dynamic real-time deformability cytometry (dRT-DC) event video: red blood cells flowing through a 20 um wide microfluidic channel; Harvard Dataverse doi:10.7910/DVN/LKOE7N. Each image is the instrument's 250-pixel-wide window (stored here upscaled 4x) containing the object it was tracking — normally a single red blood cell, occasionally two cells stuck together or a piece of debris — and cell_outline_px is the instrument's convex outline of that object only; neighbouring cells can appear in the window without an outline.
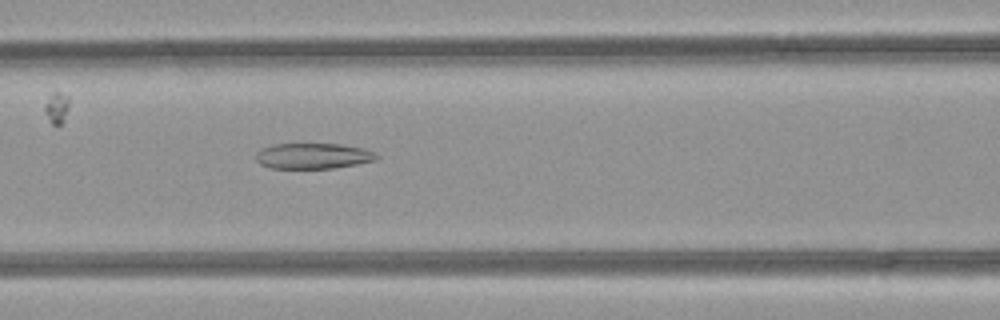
{"species": "common noctule bat (a hibernating species)", "species_latin": "Nyctalus noctula", "temperature_condition": "room temperature", "stored_images_in_passage": 44, "camera_frame_rate_fps": 3000, "um_per_image_px": 0.085, "animal": {"sex": "female", "body_mass_g": 21.9}, "frame": {"image": 1, "passage_image": 15, "time_ms": 4.667, "image_size_px": [1000, 320], "cell_outline_px": [[380, 156], [376, 160], [356, 164], [332, 168], [268, 168], [260, 164], [256, 160], [256, 152], [260, 148], [272, 144], [340, 144], [364, 148], [376, 152]], "centroid_in_image_um": [26.6, 13.25], "position_along_channel_um": 140.0, "area_um2": 18.21}}
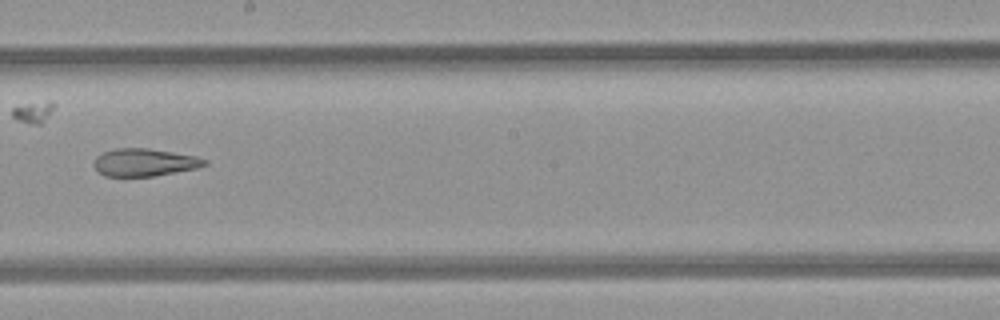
{"frame": {"image": 2, "passage_image": 22, "time_ms": 7.0, "image_size_px": [1000, 320], "cell_outline_px": [[208, 164], [196, 168], [156, 176], [104, 176], [92, 164], [96, 156], [104, 152], [116, 148], [148, 148], [196, 156], [208, 160]], "centroid_in_image_um": [12.28, 13.8], "position_along_channel_um": 235.9, "area_um2": 17.8}}
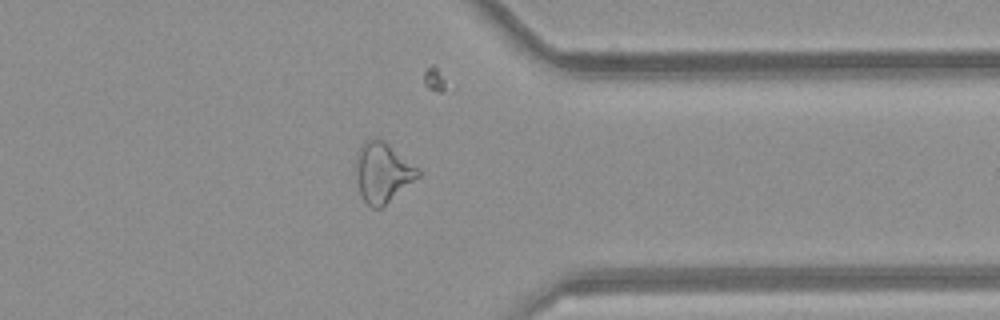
{"frame": {"image": 3, "passage_image": 33, "time_ms": 10.667, "image_size_px": [1000, 320], "cell_outline_px": [[420, 176], [380, 208], [372, 208], [364, 200], [360, 192], [356, 172], [356, 156], [360, 144], [376, 136], [380, 136], [420, 168]], "centroid_in_image_um": [32.54, 14.59], "position_along_channel_um": 378.9, "area_um2": 21.85}, "authors_computed_cell_mechanics": {"area_um2": 22.0796, "velocity_mm_per_s": 4.1166, "shape_relaxation_time_tau1_ms": null, "shape_relaxation_time_tau2_ms": 4.6404, "deformation_change_tau1": null, "deformation_change_tau2": 0.1578}}